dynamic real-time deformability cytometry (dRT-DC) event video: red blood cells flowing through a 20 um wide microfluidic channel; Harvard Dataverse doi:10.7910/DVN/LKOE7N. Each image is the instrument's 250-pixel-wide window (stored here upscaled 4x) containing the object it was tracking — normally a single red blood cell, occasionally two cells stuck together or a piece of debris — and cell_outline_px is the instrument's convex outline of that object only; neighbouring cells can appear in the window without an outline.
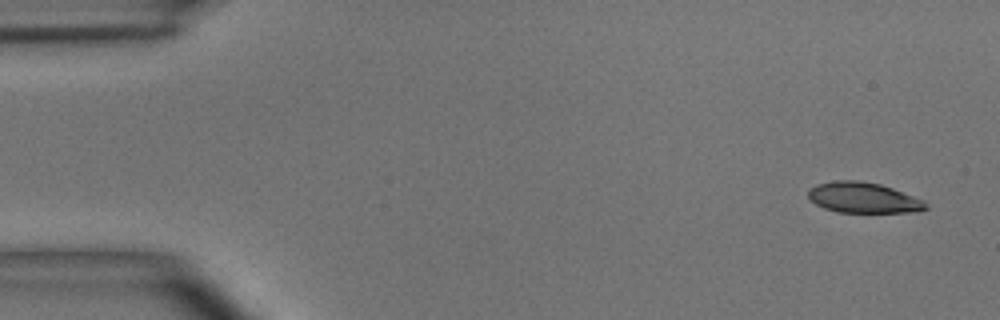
{"species": "common noctule bat (a hibernating species)", "species_latin": "Nyctalus noctula", "temperature_condition": "room temperature", "stored_images_in_passage": 6, "camera_frame_rate_fps": 3000, "um_per_image_px": 0.085, "animal": {"sex": "male", "body_mass_g": 15.6}, "frame": {"image": 1, "passage_image": 1, "time_ms": 0.0, "image_size_px": [1000, 320], "cell_outline_px": [[928, 208], [920, 212], [836, 212], [824, 208], [816, 204], [808, 196], [808, 188], [816, 184], [832, 180], [860, 180], [880, 184], [892, 188], [924, 200], [928, 204]], "centroid_in_image_um": [73.38, 16.8], "position_along_channel_um": 11.6, "area_um2": 21.15}}
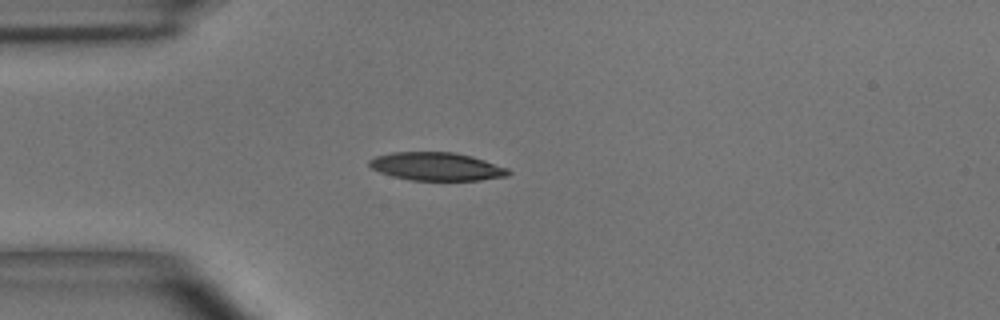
{"frame": {"image": 2, "passage_image": 4, "time_ms": 3.667, "image_size_px": [1000, 320], "cell_outline_px": [[512, 172], [508, 176], [480, 180], [408, 180], [392, 176], [380, 172], [372, 168], [368, 164], [368, 160], [376, 156], [392, 152], [456, 152], [472, 156], [508, 168]], "centroid_in_image_um": [37.11, 14.15], "position_along_channel_um": 47.9, "area_um2": 22.89}}
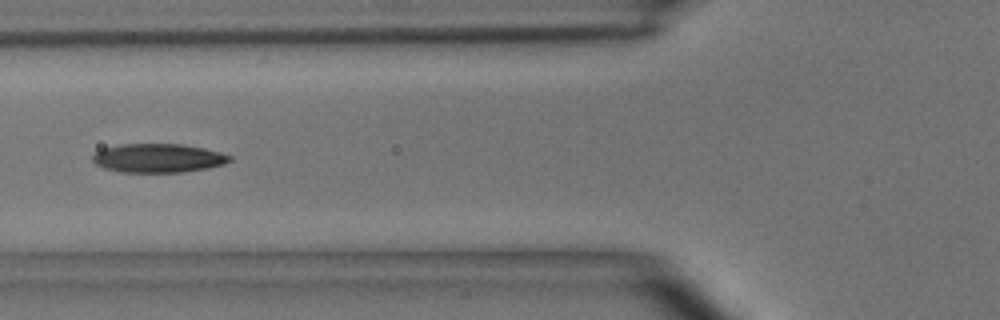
{"frame": {"image": 3, "passage_image": 6, "time_ms": 5.667, "image_size_px": [1000, 320], "cell_outline_px": [[232, 160], [224, 164], [208, 168], [184, 172], [120, 172], [104, 168], [96, 164], [92, 160], [92, 156], [96, 152], [104, 148], [120, 144], [180, 144], [204, 148], [220, 152], [232, 156]], "centroid_in_image_um": [13.46, 13.44], "position_along_channel_um": 112.3, "area_um2": 23.06}}